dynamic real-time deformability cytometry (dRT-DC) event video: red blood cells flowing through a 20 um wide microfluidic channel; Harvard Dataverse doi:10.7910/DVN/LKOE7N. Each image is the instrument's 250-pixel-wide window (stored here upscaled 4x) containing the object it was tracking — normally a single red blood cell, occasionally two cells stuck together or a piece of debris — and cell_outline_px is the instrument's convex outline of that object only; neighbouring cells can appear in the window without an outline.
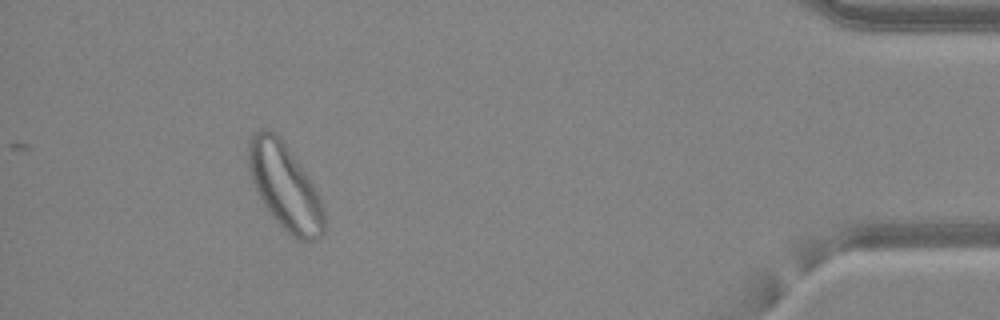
{"species": "common noctule bat (a hibernating species)", "species_latin": "Nyctalus noctula", "temperature_condition": "warm", "stored_images_in_passage": 44, "camera_frame_rate_fps": 3000, "um_per_image_px": 0.085, "animal": {"sex": "female", "body_mass_g": 24.6, "forearm_length_mm": 56.2}, "frame": {"image": 1, "passage_image": 44, "time_ms": 14.333, "image_size_px": [1000, 320], "cell_outline_px": [[324, 232], [316, 240], [300, 240], [292, 236], [272, 216], [260, 200], [252, 180], [248, 168], [248, 140], [252, 132], [260, 128], [268, 128], [276, 132], [280, 136], [308, 176], [324, 208]], "centroid_in_image_um": [24.18, 15.8], "position_along_channel_um": 411.0, "area_um2": 37.86}, "authors_computed_cell_mechanics": {"area_um2": 29.7381, "velocity_mm_per_s": 4.2291, "shape_relaxation_time_tau1_ms": null, "shape_relaxation_time_tau2_ms": 1.3596, "deformation_change_tau1": null, "deformation_change_tau2": 0.0814}}